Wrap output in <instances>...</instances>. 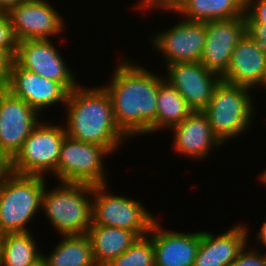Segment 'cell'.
<instances>
[{
	"label": "cell",
	"mask_w": 266,
	"mask_h": 266,
	"mask_svg": "<svg viewBox=\"0 0 266 266\" xmlns=\"http://www.w3.org/2000/svg\"><path fill=\"white\" fill-rule=\"evenodd\" d=\"M247 32L245 14L230 19L206 22V41L200 63L220 77L227 70L231 55Z\"/></svg>",
	"instance_id": "cell-10"
},
{
	"label": "cell",
	"mask_w": 266,
	"mask_h": 266,
	"mask_svg": "<svg viewBox=\"0 0 266 266\" xmlns=\"http://www.w3.org/2000/svg\"><path fill=\"white\" fill-rule=\"evenodd\" d=\"M13 58L5 51L0 49V79L7 84L10 76V68Z\"/></svg>",
	"instance_id": "cell-32"
},
{
	"label": "cell",
	"mask_w": 266,
	"mask_h": 266,
	"mask_svg": "<svg viewBox=\"0 0 266 266\" xmlns=\"http://www.w3.org/2000/svg\"><path fill=\"white\" fill-rule=\"evenodd\" d=\"M44 177L13 172L0 185V233L30 231L26 225L41 209Z\"/></svg>",
	"instance_id": "cell-4"
},
{
	"label": "cell",
	"mask_w": 266,
	"mask_h": 266,
	"mask_svg": "<svg viewBox=\"0 0 266 266\" xmlns=\"http://www.w3.org/2000/svg\"><path fill=\"white\" fill-rule=\"evenodd\" d=\"M233 227L218 237L206 231L200 232L194 266H230L248 239L244 225Z\"/></svg>",
	"instance_id": "cell-19"
},
{
	"label": "cell",
	"mask_w": 266,
	"mask_h": 266,
	"mask_svg": "<svg viewBox=\"0 0 266 266\" xmlns=\"http://www.w3.org/2000/svg\"><path fill=\"white\" fill-rule=\"evenodd\" d=\"M86 234L97 266H105L128 250L139 238L131 230L101 225H91Z\"/></svg>",
	"instance_id": "cell-20"
},
{
	"label": "cell",
	"mask_w": 266,
	"mask_h": 266,
	"mask_svg": "<svg viewBox=\"0 0 266 266\" xmlns=\"http://www.w3.org/2000/svg\"><path fill=\"white\" fill-rule=\"evenodd\" d=\"M266 70V52L248 32L237 43L221 80L249 89L259 87Z\"/></svg>",
	"instance_id": "cell-16"
},
{
	"label": "cell",
	"mask_w": 266,
	"mask_h": 266,
	"mask_svg": "<svg viewBox=\"0 0 266 266\" xmlns=\"http://www.w3.org/2000/svg\"><path fill=\"white\" fill-rule=\"evenodd\" d=\"M261 84L264 85V87H266V70H265V73H264L263 79H262V81H261V83H260L259 86H262Z\"/></svg>",
	"instance_id": "cell-38"
},
{
	"label": "cell",
	"mask_w": 266,
	"mask_h": 266,
	"mask_svg": "<svg viewBox=\"0 0 266 266\" xmlns=\"http://www.w3.org/2000/svg\"><path fill=\"white\" fill-rule=\"evenodd\" d=\"M247 32L266 52V26L247 24Z\"/></svg>",
	"instance_id": "cell-30"
},
{
	"label": "cell",
	"mask_w": 266,
	"mask_h": 266,
	"mask_svg": "<svg viewBox=\"0 0 266 266\" xmlns=\"http://www.w3.org/2000/svg\"><path fill=\"white\" fill-rule=\"evenodd\" d=\"M129 62L121 61L110 84L103 87L112 101L115 122L127 137L151 134L156 131L157 96L164 79Z\"/></svg>",
	"instance_id": "cell-1"
},
{
	"label": "cell",
	"mask_w": 266,
	"mask_h": 266,
	"mask_svg": "<svg viewBox=\"0 0 266 266\" xmlns=\"http://www.w3.org/2000/svg\"><path fill=\"white\" fill-rule=\"evenodd\" d=\"M6 89V84L0 79V94Z\"/></svg>",
	"instance_id": "cell-37"
},
{
	"label": "cell",
	"mask_w": 266,
	"mask_h": 266,
	"mask_svg": "<svg viewBox=\"0 0 266 266\" xmlns=\"http://www.w3.org/2000/svg\"><path fill=\"white\" fill-rule=\"evenodd\" d=\"M6 89L38 113L58 102L66 103L68 91L59 83L19 67L12 61Z\"/></svg>",
	"instance_id": "cell-15"
},
{
	"label": "cell",
	"mask_w": 266,
	"mask_h": 266,
	"mask_svg": "<svg viewBox=\"0 0 266 266\" xmlns=\"http://www.w3.org/2000/svg\"><path fill=\"white\" fill-rule=\"evenodd\" d=\"M108 154L102 146L66 135L60 149L57 178L61 183L106 184L102 158Z\"/></svg>",
	"instance_id": "cell-8"
},
{
	"label": "cell",
	"mask_w": 266,
	"mask_h": 266,
	"mask_svg": "<svg viewBox=\"0 0 266 266\" xmlns=\"http://www.w3.org/2000/svg\"><path fill=\"white\" fill-rule=\"evenodd\" d=\"M193 112L184 97L166 79L159 84L157 96L156 131L181 123Z\"/></svg>",
	"instance_id": "cell-23"
},
{
	"label": "cell",
	"mask_w": 266,
	"mask_h": 266,
	"mask_svg": "<svg viewBox=\"0 0 266 266\" xmlns=\"http://www.w3.org/2000/svg\"><path fill=\"white\" fill-rule=\"evenodd\" d=\"M2 246H3V234L0 233V261L2 256Z\"/></svg>",
	"instance_id": "cell-36"
},
{
	"label": "cell",
	"mask_w": 266,
	"mask_h": 266,
	"mask_svg": "<svg viewBox=\"0 0 266 266\" xmlns=\"http://www.w3.org/2000/svg\"><path fill=\"white\" fill-rule=\"evenodd\" d=\"M30 231L3 234L0 266H33L42 259Z\"/></svg>",
	"instance_id": "cell-24"
},
{
	"label": "cell",
	"mask_w": 266,
	"mask_h": 266,
	"mask_svg": "<svg viewBox=\"0 0 266 266\" xmlns=\"http://www.w3.org/2000/svg\"><path fill=\"white\" fill-rule=\"evenodd\" d=\"M259 233L256 236L258 239V243L260 241L261 244H263L264 247H266V221L261 226V229H259Z\"/></svg>",
	"instance_id": "cell-34"
},
{
	"label": "cell",
	"mask_w": 266,
	"mask_h": 266,
	"mask_svg": "<svg viewBox=\"0 0 266 266\" xmlns=\"http://www.w3.org/2000/svg\"><path fill=\"white\" fill-rule=\"evenodd\" d=\"M65 104L68 137L102 146L110 154L127 138L115 122L112 101L103 86H77L68 93Z\"/></svg>",
	"instance_id": "cell-2"
},
{
	"label": "cell",
	"mask_w": 266,
	"mask_h": 266,
	"mask_svg": "<svg viewBox=\"0 0 266 266\" xmlns=\"http://www.w3.org/2000/svg\"><path fill=\"white\" fill-rule=\"evenodd\" d=\"M13 61L23 69L59 82L68 92L77 87L75 76L50 39L19 41Z\"/></svg>",
	"instance_id": "cell-9"
},
{
	"label": "cell",
	"mask_w": 266,
	"mask_h": 266,
	"mask_svg": "<svg viewBox=\"0 0 266 266\" xmlns=\"http://www.w3.org/2000/svg\"><path fill=\"white\" fill-rule=\"evenodd\" d=\"M106 185L93 186L92 224L116 227L135 232L139 237L148 235L155 221L140 202L107 194Z\"/></svg>",
	"instance_id": "cell-7"
},
{
	"label": "cell",
	"mask_w": 266,
	"mask_h": 266,
	"mask_svg": "<svg viewBox=\"0 0 266 266\" xmlns=\"http://www.w3.org/2000/svg\"><path fill=\"white\" fill-rule=\"evenodd\" d=\"M39 113L5 89L0 94V149L11 158L39 123Z\"/></svg>",
	"instance_id": "cell-11"
},
{
	"label": "cell",
	"mask_w": 266,
	"mask_h": 266,
	"mask_svg": "<svg viewBox=\"0 0 266 266\" xmlns=\"http://www.w3.org/2000/svg\"><path fill=\"white\" fill-rule=\"evenodd\" d=\"M166 68L169 76L166 81L177 89L193 111H203L221 77L200 62L171 63Z\"/></svg>",
	"instance_id": "cell-14"
},
{
	"label": "cell",
	"mask_w": 266,
	"mask_h": 266,
	"mask_svg": "<svg viewBox=\"0 0 266 266\" xmlns=\"http://www.w3.org/2000/svg\"><path fill=\"white\" fill-rule=\"evenodd\" d=\"M93 186L62 182L60 187L43 190L41 208L62 235L85 234L92 224Z\"/></svg>",
	"instance_id": "cell-3"
},
{
	"label": "cell",
	"mask_w": 266,
	"mask_h": 266,
	"mask_svg": "<svg viewBox=\"0 0 266 266\" xmlns=\"http://www.w3.org/2000/svg\"><path fill=\"white\" fill-rule=\"evenodd\" d=\"M63 239L42 260L46 266H97L87 234L61 235Z\"/></svg>",
	"instance_id": "cell-21"
},
{
	"label": "cell",
	"mask_w": 266,
	"mask_h": 266,
	"mask_svg": "<svg viewBox=\"0 0 266 266\" xmlns=\"http://www.w3.org/2000/svg\"><path fill=\"white\" fill-rule=\"evenodd\" d=\"M33 266H46V265H45L44 261L41 259L39 262H37Z\"/></svg>",
	"instance_id": "cell-40"
},
{
	"label": "cell",
	"mask_w": 266,
	"mask_h": 266,
	"mask_svg": "<svg viewBox=\"0 0 266 266\" xmlns=\"http://www.w3.org/2000/svg\"><path fill=\"white\" fill-rule=\"evenodd\" d=\"M155 220L148 235L155 250V266H194L200 232L163 231Z\"/></svg>",
	"instance_id": "cell-17"
},
{
	"label": "cell",
	"mask_w": 266,
	"mask_h": 266,
	"mask_svg": "<svg viewBox=\"0 0 266 266\" xmlns=\"http://www.w3.org/2000/svg\"><path fill=\"white\" fill-rule=\"evenodd\" d=\"M206 41V22L183 20L170 27L166 32L157 33L153 39V47L165 57V62L184 63L199 62Z\"/></svg>",
	"instance_id": "cell-12"
},
{
	"label": "cell",
	"mask_w": 266,
	"mask_h": 266,
	"mask_svg": "<svg viewBox=\"0 0 266 266\" xmlns=\"http://www.w3.org/2000/svg\"><path fill=\"white\" fill-rule=\"evenodd\" d=\"M65 136V127L40 121L12 158L13 172L43 176L48 171L57 177L60 149Z\"/></svg>",
	"instance_id": "cell-6"
},
{
	"label": "cell",
	"mask_w": 266,
	"mask_h": 266,
	"mask_svg": "<svg viewBox=\"0 0 266 266\" xmlns=\"http://www.w3.org/2000/svg\"><path fill=\"white\" fill-rule=\"evenodd\" d=\"M244 14L247 24L266 26V0H245Z\"/></svg>",
	"instance_id": "cell-27"
},
{
	"label": "cell",
	"mask_w": 266,
	"mask_h": 266,
	"mask_svg": "<svg viewBox=\"0 0 266 266\" xmlns=\"http://www.w3.org/2000/svg\"><path fill=\"white\" fill-rule=\"evenodd\" d=\"M249 91L247 87L222 80L215 86L203 113L207 116L213 133L222 143L240 135L251 125L254 102Z\"/></svg>",
	"instance_id": "cell-5"
},
{
	"label": "cell",
	"mask_w": 266,
	"mask_h": 266,
	"mask_svg": "<svg viewBox=\"0 0 266 266\" xmlns=\"http://www.w3.org/2000/svg\"><path fill=\"white\" fill-rule=\"evenodd\" d=\"M245 0H189L178 12L185 20L207 22L244 15Z\"/></svg>",
	"instance_id": "cell-22"
},
{
	"label": "cell",
	"mask_w": 266,
	"mask_h": 266,
	"mask_svg": "<svg viewBox=\"0 0 266 266\" xmlns=\"http://www.w3.org/2000/svg\"><path fill=\"white\" fill-rule=\"evenodd\" d=\"M26 0H0V9L3 12H7L10 8L25 2Z\"/></svg>",
	"instance_id": "cell-33"
},
{
	"label": "cell",
	"mask_w": 266,
	"mask_h": 266,
	"mask_svg": "<svg viewBox=\"0 0 266 266\" xmlns=\"http://www.w3.org/2000/svg\"><path fill=\"white\" fill-rule=\"evenodd\" d=\"M261 179L263 183L266 184V170H264L263 173L261 174Z\"/></svg>",
	"instance_id": "cell-39"
},
{
	"label": "cell",
	"mask_w": 266,
	"mask_h": 266,
	"mask_svg": "<svg viewBox=\"0 0 266 266\" xmlns=\"http://www.w3.org/2000/svg\"><path fill=\"white\" fill-rule=\"evenodd\" d=\"M6 13L19 41L49 39L64 29L62 16L43 0H26Z\"/></svg>",
	"instance_id": "cell-13"
},
{
	"label": "cell",
	"mask_w": 266,
	"mask_h": 266,
	"mask_svg": "<svg viewBox=\"0 0 266 266\" xmlns=\"http://www.w3.org/2000/svg\"><path fill=\"white\" fill-rule=\"evenodd\" d=\"M173 129V130H172ZM170 130L174 133V149L194 159H201L211 152L210 147H220L223 143L213 133L203 111H193L181 123Z\"/></svg>",
	"instance_id": "cell-18"
},
{
	"label": "cell",
	"mask_w": 266,
	"mask_h": 266,
	"mask_svg": "<svg viewBox=\"0 0 266 266\" xmlns=\"http://www.w3.org/2000/svg\"><path fill=\"white\" fill-rule=\"evenodd\" d=\"M152 1H153V0H142V2H139V5H140L141 7H140L139 5H138V7H139V8H142V9H143V8L145 9V8H146V7L152 2Z\"/></svg>",
	"instance_id": "cell-35"
},
{
	"label": "cell",
	"mask_w": 266,
	"mask_h": 266,
	"mask_svg": "<svg viewBox=\"0 0 266 266\" xmlns=\"http://www.w3.org/2000/svg\"><path fill=\"white\" fill-rule=\"evenodd\" d=\"M105 266H155L152 239L148 235L139 237L128 250Z\"/></svg>",
	"instance_id": "cell-25"
},
{
	"label": "cell",
	"mask_w": 266,
	"mask_h": 266,
	"mask_svg": "<svg viewBox=\"0 0 266 266\" xmlns=\"http://www.w3.org/2000/svg\"><path fill=\"white\" fill-rule=\"evenodd\" d=\"M246 247L245 245L230 266H266V254L262 256L263 254L252 249L246 252Z\"/></svg>",
	"instance_id": "cell-28"
},
{
	"label": "cell",
	"mask_w": 266,
	"mask_h": 266,
	"mask_svg": "<svg viewBox=\"0 0 266 266\" xmlns=\"http://www.w3.org/2000/svg\"><path fill=\"white\" fill-rule=\"evenodd\" d=\"M189 0H153L145 9H163L165 11L178 12L184 7Z\"/></svg>",
	"instance_id": "cell-29"
},
{
	"label": "cell",
	"mask_w": 266,
	"mask_h": 266,
	"mask_svg": "<svg viewBox=\"0 0 266 266\" xmlns=\"http://www.w3.org/2000/svg\"><path fill=\"white\" fill-rule=\"evenodd\" d=\"M19 40L15 35L6 12L0 15V49L5 50L12 58L16 53Z\"/></svg>",
	"instance_id": "cell-26"
},
{
	"label": "cell",
	"mask_w": 266,
	"mask_h": 266,
	"mask_svg": "<svg viewBox=\"0 0 266 266\" xmlns=\"http://www.w3.org/2000/svg\"><path fill=\"white\" fill-rule=\"evenodd\" d=\"M13 173L12 158L0 149V185Z\"/></svg>",
	"instance_id": "cell-31"
}]
</instances>
